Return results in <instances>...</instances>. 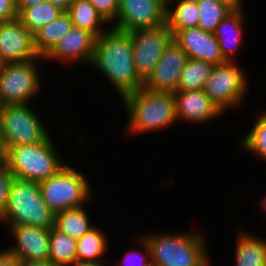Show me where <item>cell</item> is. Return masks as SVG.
Returning <instances> with one entry per match:
<instances>
[{
    "label": "cell",
    "instance_id": "cell-22",
    "mask_svg": "<svg viewBox=\"0 0 266 266\" xmlns=\"http://www.w3.org/2000/svg\"><path fill=\"white\" fill-rule=\"evenodd\" d=\"M199 8L196 0H171L166 4V24L171 31L198 27Z\"/></svg>",
    "mask_w": 266,
    "mask_h": 266
},
{
    "label": "cell",
    "instance_id": "cell-21",
    "mask_svg": "<svg viewBox=\"0 0 266 266\" xmlns=\"http://www.w3.org/2000/svg\"><path fill=\"white\" fill-rule=\"evenodd\" d=\"M72 27L73 23L69 13L67 11L61 12L55 20L33 34L35 52L44 57Z\"/></svg>",
    "mask_w": 266,
    "mask_h": 266
},
{
    "label": "cell",
    "instance_id": "cell-9",
    "mask_svg": "<svg viewBox=\"0 0 266 266\" xmlns=\"http://www.w3.org/2000/svg\"><path fill=\"white\" fill-rule=\"evenodd\" d=\"M237 63L226 61L214 65L203 88L204 93L224 114L227 110L241 107L245 103V95H248L247 74L244 67Z\"/></svg>",
    "mask_w": 266,
    "mask_h": 266
},
{
    "label": "cell",
    "instance_id": "cell-35",
    "mask_svg": "<svg viewBox=\"0 0 266 266\" xmlns=\"http://www.w3.org/2000/svg\"><path fill=\"white\" fill-rule=\"evenodd\" d=\"M45 0H15L17 13L19 14L24 8L31 7Z\"/></svg>",
    "mask_w": 266,
    "mask_h": 266
},
{
    "label": "cell",
    "instance_id": "cell-26",
    "mask_svg": "<svg viewBox=\"0 0 266 266\" xmlns=\"http://www.w3.org/2000/svg\"><path fill=\"white\" fill-rule=\"evenodd\" d=\"M63 12L48 1H42L31 7L24 8L19 14V21L34 34L43 26L55 20Z\"/></svg>",
    "mask_w": 266,
    "mask_h": 266
},
{
    "label": "cell",
    "instance_id": "cell-43",
    "mask_svg": "<svg viewBox=\"0 0 266 266\" xmlns=\"http://www.w3.org/2000/svg\"><path fill=\"white\" fill-rule=\"evenodd\" d=\"M163 2H165L166 4L168 3V2H170L171 0H162Z\"/></svg>",
    "mask_w": 266,
    "mask_h": 266
},
{
    "label": "cell",
    "instance_id": "cell-32",
    "mask_svg": "<svg viewBox=\"0 0 266 266\" xmlns=\"http://www.w3.org/2000/svg\"><path fill=\"white\" fill-rule=\"evenodd\" d=\"M105 19L113 24L118 15L119 0H88Z\"/></svg>",
    "mask_w": 266,
    "mask_h": 266
},
{
    "label": "cell",
    "instance_id": "cell-14",
    "mask_svg": "<svg viewBox=\"0 0 266 266\" xmlns=\"http://www.w3.org/2000/svg\"><path fill=\"white\" fill-rule=\"evenodd\" d=\"M95 41L96 37L92 33L72 27L43 57L44 61L71 65L79 62L80 65L89 66L94 54Z\"/></svg>",
    "mask_w": 266,
    "mask_h": 266
},
{
    "label": "cell",
    "instance_id": "cell-7",
    "mask_svg": "<svg viewBox=\"0 0 266 266\" xmlns=\"http://www.w3.org/2000/svg\"><path fill=\"white\" fill-rule=\"evenodd\" d=\"M31 103L2 105L0 109V129L7 150L20 145L43 142L50 131L34 110Z\"/></svg>",
    "mask_w": 266,
    "mask_h": 266
},
{
    "label": "cell",
    "instance_id": "cell-39",
    "mask_svg": "<svg viewBox=\"0 0 266 266\" xmlns=\"http://www.w3.org/2000/svg\"><path fill=\"white\" fill-rule=\"evenodd\" d=\"M7 159V148L4 142L3 134L0 129V162L6 161Z\"/></svg>",
    "mask_w": 266,
    "mask_h": 266
},
{
    "label": "cell",
    "instance_id": "cell-4",
    "mask_svg": "<svg viewBox=\"0 0 266 266\" xmlns=\"http://www.w3.org/2000/svg\"><path fill=\"white\" fill-rule=\"evenodd\" d=\"M51 134L41 143L20 145L7 150V165L16 179L39 183L56 175L69 162L54 144Z\"/></svg>",
    "mask_w": 266,
    "mask_h": 266
},
{
    "label": "cell",
    "instance_id": "cell-12",
    "mask_svg": "<svg viewBox=\"0 0 266 266\" xmlns=\"http://www.w3.org/2000/svg\"><path fill=\"white\" fill-rule=\"evenodd\" d=\"M187 59L185 51L172 39L152 73L143 82V87L156 92L174 94L178 91L181 73Z\"/></svg>",
    "mask_w": 266,
    "mask_h": 266
},
{
    "label": "cell",
    "instance_id": "cell-23",
    "mask_svg": "<svg viewBox=\"0 0 266 266\" xmlns=\"http://www.w3.org/2000/svg\"><path fill=\"white\" fill-rule=\"evenodd\" d=\"M109 242L101 228L95 226L88 233L77 239V263L105 262Z\"/></svg>",
    "mask_w": 266,
    "mask_h": 266
},
{
    "label": "cell",
    "instance_id": "cell-10",
    "mask_svg": "<svg viewBox=\"0 0 266 266\" xmlns=\"http://www.w3.org/2000/svg\"><path fill=\"white\" fill-rule=\"evenodd\" d=\"M130 33L135 69L137 75L145 81L173 39V34L166 23L156 28L140 29Z\"/></svg>",
    "mask_w": 266,
    "mask_h": 266
},
{
    "label": "cell",
    "instance_id": "cell-2",
    "mask_svg": "<svg viewBox=\"0 0 266 266\" xmlns=\"http://www.w3.org/2000/svg\"><path fill=\"white\" fill-rule=\"evenodd\" d=\"M121 101L128 120L126 133L134 134L133 136L169 129L178 123L173 93L141 87Z\"/></svg>",
    "mask_w": 266,
    "mask_h": 266
},
{
    "label": "cell",
    "instance_id": "cell-34",
    "mask_svg": "<svg viewBox=\"0 0 266 266\" xmlns=\"http://www.w3.org/2000/svg\"><path fill=\"white\" fill-rule=\"evenodd\" d=\"M0 266H21V261L1 248Z\"/></svg>",
    "mask_w": 266,
    "mask_h": 266
},
{
    "label": "cell",
    "instance_id": "cell-42",
    "mask_svg": "<svg viewBox=\"0 0 266 266\" xmlns=\"http://www.w3.org/2000/svg\"><path fill=\"white\" fill-rule=\"evenodd\" d=\"M2 66H3V63H2L1 60H0V71H1V69H2Z\"/></svg>",
    "mask_w": 266,
    "mask_h": 266
},
{
    "label": "cell",
    "instance_id": "cell-8",
    "mask_svg": "<svg viewBox=\"0 0 266 266\" xmlns=\"http://www.w3.org/2000/svg\"><path fill=\"white\" fill-rule=\"evenodd\" d=\"M45 62L38 56L36 59L19 63L3 64L0 71V102L2 105L35 102L34 99L43 92L41 66Z\"/></svg>",
    "mask_w": 266,
    "mask_h": 266
},
{
    "label": "cell",
    "instance_id": "cell-5",
    "mask_svg": "<svg viewBox=\"0 0 266 266\" xmlns=\"http://www.w3.org/2000/svg\"><path fill=\"white\" fill-rule=\"evenodd\" d=\"M0 223L8 227L31 225L50 229L55 226V213L44 201L38 183L15 178Z\"/></svg>",
    "mask_w": 266,
    "mask_h": 266
},
{
    "label": "cell",
    "instance_id": "cell-36",
    "mask_svg": "<svg viewBox=\"0 0 266 266\" xmlns=\"http://www.w3.org/2000/svg\"><path fill=\"white\" fill-rule=\"evenodd\" d=\"M222 4H225L232 11L243 10V0H216Z\"/></svg>",
    "mask_w": 266,
    "mask_h": 266
},
{
    "label": "cell",
    "instance_id": "cell-31",
    "mask_svg": "<svg viewBox=\"0 0 266 266\" xmlns=\"http://www.w3.org/2000/svg\"><path fill=\"white\" fill-rule=\"evenodd\" d=\"M15 177L9 170L6 161L0 162V218L8 204L9 191Z\"/></svg>",
    "mask_w": 266,
    "mask_h": 266
},
{
    "label": "cell",
    "instance_id": "cell-25",
    "mask_svg": "<svg viewBox=\"0 0 266 266\" xmlns=\"http://www.w3.org/2000/svg\"><path fill=\"white\" fill-rule=\"evenodd\" d=\"M49 261L57 266H75L77 264V239L51 227L49 232Z\"/></svg>",
    "mask_w": 266,
    "mask_h": 266
},
{
    "label": "cell",
    "instance_id": "cell-13",
    "mask_svg": "<svg viewBox=\"0 0 266 266\" xmlns=\"http://www.w3.org/2000/svg\"><path fill=\"white\" fill-rule=\"evenodd\" d=\"M8 233L14 243L4 250L25 261H49L50 229L31 225L9 226Z\"/></svg>",
    "mask_w": 266,
    "mask_h": 266
},
{
    "label": "cell",
    "instance_id": "cell-20",
    "mask_svg": "<svg viewBox=\"0 0 266 266\" xmlns=\"http://www.w3.org/2000/svg\"><path fill=\"white\" fill-rule=\"evenodd\" d=\"M67 12L71 17L73 27L86 30L96 38L112 26L88 0H74Z\"/></svg>",
    "mask_w": 266,
    "mask_h": 266
},
{
    "label": "cell",
    "instance_id": "cell-1",
    "mask_svg": "<svg viewBox=\"0 0 266 266\" xmlns=\"http://www.w3.org/2000/svg\"><path fill=\"white\" fill-rule=\"evenodd\" d=\"M89 66H94L108 79L121 100L143 87L144 81L135 69L130 32L111 27L97 37Z\"/></svg>",
    "mask_w": 266,
    "mask_h": 266
},
{
    "label": "cell",
    "instance_id": "cell-11",
    "mask_svg": "<svg viewBox=\"0 0 266 266\" xmlns=\"http://www.w3.org/2000/svg\"><path fill=\"white\" fill-rule=\"evenodd\" d=\"M166 23V3L162 0H119L116 21L112 24L124 32L156 28Z\"/></svg>",
    "mask_w": 266,
    "mask_h": 266
},
{
    "label": "cell",
    "instance_id": "cell-33",
    "mask_svg": "<svg viewBox=\"0 0 266 266\" xmlns=\"http://www.w3.org/2000/svg\"><path fill=\"white\" fill-rule=\"evenodd\" d=\"M18 18L15 0H0V23Z\"/></svg>",
    "mask_w": 266,
    "mask_h": 266
},
{
    "label": "cell",
    "instance_id": "cell-16",
    "mask_svg": "<svg viewBox=\"0 0 266 266\" xmlns=\"http://www.w3.org/2000/svg\"><path fill=\"white\" fill-rule=\"evenodd\" d=\"M174 98L178 122L196 124V126L198 124L205 125L208 122L216 121V118H220L224 114L204 93L203 89L177 91L174 93Z\"/></svg>",
    "mask_w": 266,
    "mask_h": 266
},
{
    "label": "cell",
    "instance_id": "cell-17",
    "mask_svg": "<svg viewBox=\"0 0 266 266\" xmlns=\"http://www.w3.org/2000/svg\"><path fill=\"white\" fill-rule=\"evenodd\" d=\"M173 40L185 51L188 58L219 65L226 62L221 55L214 34L199 27L171 31Z\"/></svg>",
    "mask_w": 266,
    "mask_h": 266
},
{
    "label": "cell",
    "instance_id": "cell-38",
    "mask_svg": "<svg viewBox=\"0 0 266 266\" xmlns=\"http://www.w3.org/2000/svg\"><path fill=\"white\" fill-rule=\"evenodd\" d=\"M21 266H57L51 261H25L21 262Z\"/></svg>",
    "mask_w": 266,
    "mask_h": 266
},
{
    "label": "cell",
    "instance_id": "cell-3",
    "mask_svg": "<svg viewBox=\"0 0 266 266\" xmlns=\"http://www.w3.org/2000/svg\"><path fill=\"white\" fill-rule=\"evenodd\" d=\"M198 231L147 233L152 266H211L206 238Z\"/></svg>",
    "mask_w": 266,
    "mask_h": 266
},
{
    "label": "cell",
    "instance_id": "cell-18",
    "mask_svg": "<svg viewBox=\"0 0 266 266\" xmlns=\"http://www.w3.org/2000/svg\"><path fill=\"white\" fill-rule=\"evenodd\" d=\"M246 15L244 9L230 12L213 32L225 61L235 62L239 48L244 43L243 32L247 24Z\"/></svg>",
    "mask_w": 266,
    "mask_h": 266
},
{
    "label": "cell",
    "instance_id": "cell-37",
    "mask_svg": "<svg viewBox=\"0 0 266 266\" xmlns=\"http://www.w3.org/2000/svg\"><path fill=\"white\" fill-rule=\"evenodd\" d=\"M46 1L50 2L52 5H55L62 11H68L74 0H46Z\"/></svg>",
    "mask_w": 266,
    "mask_h": 266
},
{
    "label": "cell",
    "instance_id": "cell-27",
    "mask_svg": "<svg viewBox=\"0 0 266 266\" xmlns=\"http://www.w3.org/2000/svg\"><path fill=\"white\" fill-rule=\"evenodd\" d=\"M254 123L251 124L249 132L240 138L239 148L253 156L266 161V110L255 116Z\"/></svg>",
    "mask_w": 266,
    "mask_h": 266
},
{
    "label": "cell",
    "instance_id": "cell-28",
    "mask_svg": "<svg viewBox=\"0 0 266 266\" xmlns=\"http://www.w3.org/2000/svg\"><path fill=\"white\" fill-rule=\"evenodd\" d=\"M214 65L188 58L182 70L178 91L202 90Z\"/></svg>",
    "mask_w": 266,
    "mask_h": 266
},
{
    "label": "cell",
    "instance_id": "cell-15",
    "mask_svg": "<svg viewBox=\"0 0 266 266\" xmlns=\"http://www.w3.org/2000/svg\"><path fill=\"white\" fill-rule=\"evenodd\" d=\"M33 34L18 18L0 23V60L3 64L36 59Z\"/></svg>",
    "mask_w": 266,
    "mask_h": 266
},
{
    "label": "cell",
    "instance_id": "cell-41",
    "mask_svg": "<svg viewBox=\"0 0 266 266\" xmlns=\"http://www.w3.org/2000/svg\"><path fill=\"white\" fill-rule=\"evenodd\" d=\"M262 202H261V208L260 209H262V211L263 212H265L266 213V195L262 198V200H261Z\"/></svg>",
    "mask_w": 266,
    "mask_h": 266
},
{
    "label": "cell",
    "instance_id": "cell-40",
    "mask_svg": "<svg viewBox=\"0 0 266 266\" xmlns=\"http://www.w3.org/2000/svg\"><path fill=\"white\" fill-rule=\"evenodd\" d=\"M75 266H106L105 262L97 263H77Z\"/></svg>",
    "mask_w": 266,
    "mask_h": 266
},
{
    "label": "cell",
    "instance_id": "cell-30",
    "mask_svg": "<svg viewBox=\"0 0 266 266\" xmlns=\"http://www.w3.org/2000/svg\"><path fill=\"white\" fill-rule=\"evenodd\" d=\"M139 239L137 244L141 245V249H132L125 252L122 259L119 260L120 262L118 261L119 265L117 263V266H152L149 246L141 235Z\"/></svg>",
    "mask_w": 266,
    "mask_h": 266
},
{
    "label": "cell",
    "instance_id": "cell-19",
    "mask_svg": "<svg viewBox=\"0 0 266 266\" xmlns=\"http://www.w3.org/2000/svg\"><path fill=\"white\" fill-rule=\"evenodd\" d=\"M234 266H266V237L236 230Z\"/></svg>",
    "mask_w": 266,
    "mask_h": 266
},
{
    "label": "cell",
    "instance_id": "cell-24",
    "mask_svg": "<svg viewBox=\"0 0 266 266\" xmlns=\"http://www.w3.org/2000/svg\"><path fill=\"white\" fill-rule=\"evenodd\" d=\"M90 219L84 206L68 209L55 213L54 227L71 238L79 239L95 227Z\"/></svg>",
    "mask_w": 266,
    "mask_h": 266
},
{
    "label": "cell",
    "instance_id": "cell-6",
    "mask_svg": "<svg viewBox=\"0 0 266 266\" xmlns=\"http://www.w3.org/2000/svg\"><path fill=\"white\" fill-rule=\"evenodd\" d=\"M85 175L66 164L56 175L38 183L44 201L54 213L86 206L92 200L95 193Z\"/></svg>",
    "mask_w": 266,
    "mask_h": 266
},
{
    "label": "cell",
    "instance_id": "cell-29",
    "mask_svg": "<svg viewBox=\"0 0 266 266\" xmlns=\"http://www.w3.org/2000/svg\"><path fill=\"white\" fill-rule=\"evenodd\" d=\"M199 8L198 27L214 32L215 28L232 10L216 0H196Z\"/></svg>",
    "mask_w": 266,
    "mask_h": 266
}]
</instances>
